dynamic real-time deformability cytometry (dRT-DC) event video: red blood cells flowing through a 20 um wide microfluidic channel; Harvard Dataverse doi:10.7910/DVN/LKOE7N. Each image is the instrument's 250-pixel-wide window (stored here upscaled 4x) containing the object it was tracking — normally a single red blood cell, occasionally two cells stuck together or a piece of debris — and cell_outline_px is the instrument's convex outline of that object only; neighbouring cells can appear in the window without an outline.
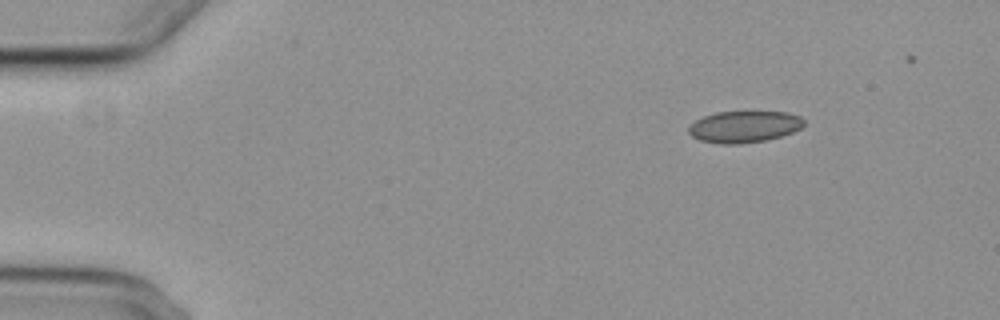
{"species": "common noctule bat (a hibernating species)", "species_latin": "Nyctalus noctula", "temperature_condition": "cold", "stored_images_in_passage": 3, "camera_frame_rate_fps": 3000, "um_per_image_px": 0.085, "animal": {"sex": "female", "body_mass_g": 29.2, "forearm_length_mm": 56.3}, "frame": {"image": 1, "passage_image": 1, "time_ms": 0.0, "image_size_px": [1000, 320], "cell_outline_px": [[804, 124], [800, 128], [792, 132], [780, 136], [764, 140], [740, 144], [720, 144], [700, 140], [692, 136], [688, 132], [688, 128], [696, 120], [704, 116], [716, 112], [788, 112], [800, 116], [804, 120]], "centroid_in_image_um": [63.25, 10.77], "position_along_channel_um": 21.8, "area_um2": 21.1}}
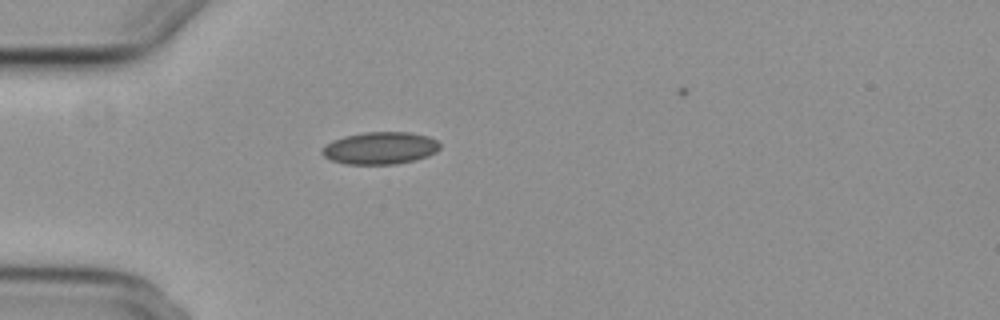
{"frame": {"image": 2, "passage_image": 3, "time_ms": 3.0, "image_size_px": [1000, 320], "cell_outline_px": [[440, 148], [436, 152], [428, 156], [396, 164], [344, 164], [332, 160], [324, 156], [320, 152], [324, 144], [332, 140], [344, 136], [364, 132], [412, 132], [428, 136], [436, 140], [440, 144]], "centroid_in_image_um": [32.29, 12.58], "position_along_channel_um": 52.7, "area_um2": 22.31}}